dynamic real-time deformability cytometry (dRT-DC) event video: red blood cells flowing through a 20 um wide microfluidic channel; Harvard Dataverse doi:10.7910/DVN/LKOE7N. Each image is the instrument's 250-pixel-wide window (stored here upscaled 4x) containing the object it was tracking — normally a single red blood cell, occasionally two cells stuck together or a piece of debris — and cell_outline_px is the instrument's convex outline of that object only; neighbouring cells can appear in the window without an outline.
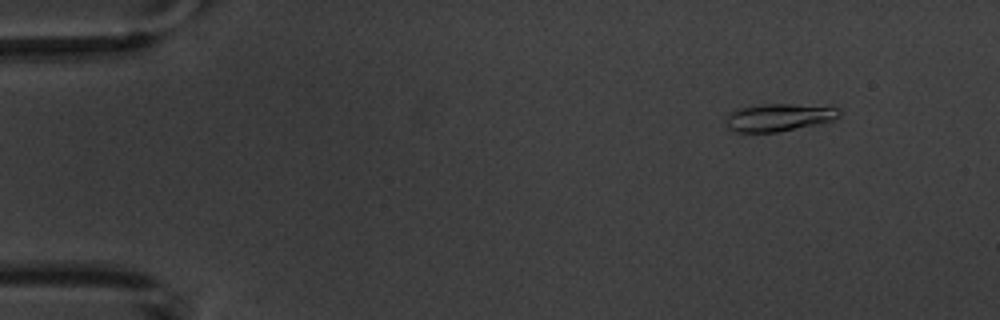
{"species": "common noctule bat (a hibernating species)", "species_latin": "Nyctalus noctula", "temperature_condition": "warm", "stored_images_in_passage": 5, "camera_frame_rate_fps": 3000, "um_per_image_px": 0.085, "animal": {"sex": "male", "body_mass_g": 20.1, "forearm_length_mm": 53.5}, "frame": {"image": 1, "passage_image": 2, "time_ms": 1.333, "image_size_px": [1000, 320], "cell_outline_px": [[840, 116], [832, 120], [820, 124], [776, 132], [736, 132], [728, 128], [724, 120], [728, 112], [740, 108], [760, 104], [832, 104], [840, 108]], "centroid_in_image_um": [66.27, 9.95], "position_along_channel_um": 18.7, "area_um2": 18.9}}